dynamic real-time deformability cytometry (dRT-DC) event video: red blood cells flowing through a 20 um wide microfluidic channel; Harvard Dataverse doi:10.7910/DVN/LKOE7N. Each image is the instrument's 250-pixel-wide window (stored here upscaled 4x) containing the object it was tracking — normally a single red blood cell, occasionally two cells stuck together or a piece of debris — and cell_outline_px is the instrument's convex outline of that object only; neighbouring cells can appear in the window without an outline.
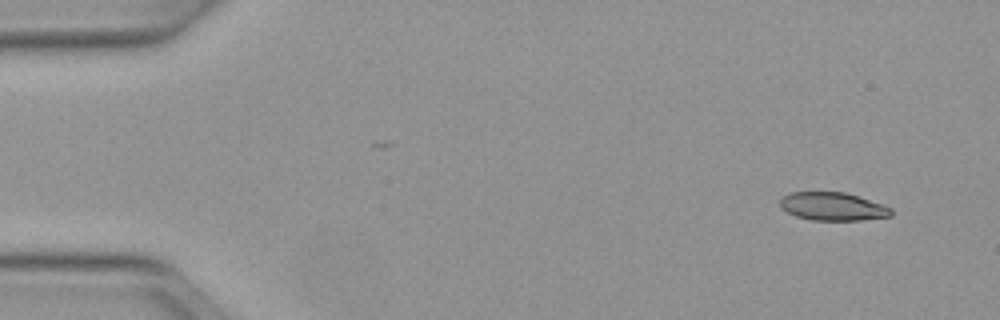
{"species": "Egyptian fruit bat (a non-hibernating species)", "species_latin": "Rousettus aegyptiacus", "temperature_condition": "warm", "stored_images_in_passage": 48, "camera_frame_rate_fps": 3000, "um_per_image_px": 0.085, "animal": {"sex": "female"}, "frame": {"image": 1, "passage_image": 1, "time_ms": 0.0, "image_size_px": [1000, 320], "cell_outline_px": [[892, 216], [860, 220], [812, 220], [796, 216], [780, 208], [780, 196], [788, 192], [844, 192], [892, 208]], "centroid_in_image_um": [70.72, 17.55], "position_along_channel_um": 14.3, "area_um2": 18.15}}
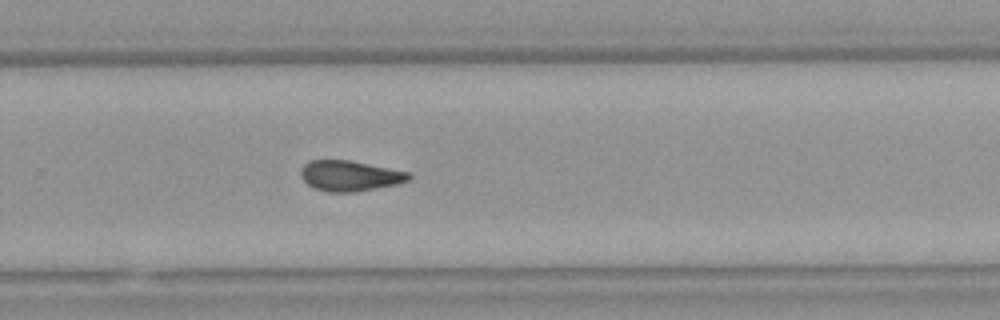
{"frame": {"image": 2, "passage_image": 31, "time_ms": 10.0, "image_size_px": [1000, 320], "cell_outline_px": [[412, 176], [408, 180], [396, 184], [356, 192], [328, 192], [316, 188], [308, 184], [300, 176], [300, 168], [308, 160], [348, 160], [408, 172]], "centroid_in_image_um": [29.69, 14.94], "position_along_channel_um": 300.1, "area_um2": 19.02}}
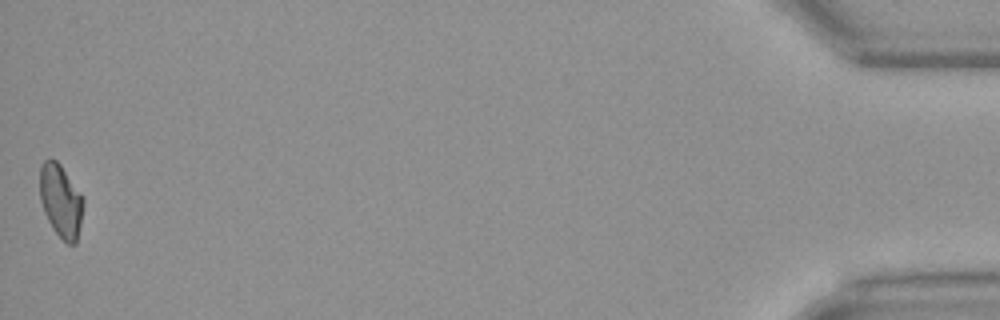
{"frame": {"image": 3, "passage_image": 48, "time_ms": 15.667, "image_size_px": [1000, 320], "cell_outline_px": [[84, 204], [76, 244], [68, 244], [52, 228], [44, 212], [40, 200], [40, 164], [44, 160], [56, 160], [60, 164], [80, 192], [84, 200]], "centroid_in_image_um": [5.16, 17.07], "position_along_channel_um": 430.0, "area_um2": 18.38}, "authors_computed_cell_mechanics": {"area_um2": 19.1607, "velocity_mm_per_s": 4.0207, "shape_relaxation_time_tau1_ms": null, "shape_relaxation_time_tau2_ms": 4.0447, "deformation_change_tau1": null, "deformation_change_tau2": 0.1163}}